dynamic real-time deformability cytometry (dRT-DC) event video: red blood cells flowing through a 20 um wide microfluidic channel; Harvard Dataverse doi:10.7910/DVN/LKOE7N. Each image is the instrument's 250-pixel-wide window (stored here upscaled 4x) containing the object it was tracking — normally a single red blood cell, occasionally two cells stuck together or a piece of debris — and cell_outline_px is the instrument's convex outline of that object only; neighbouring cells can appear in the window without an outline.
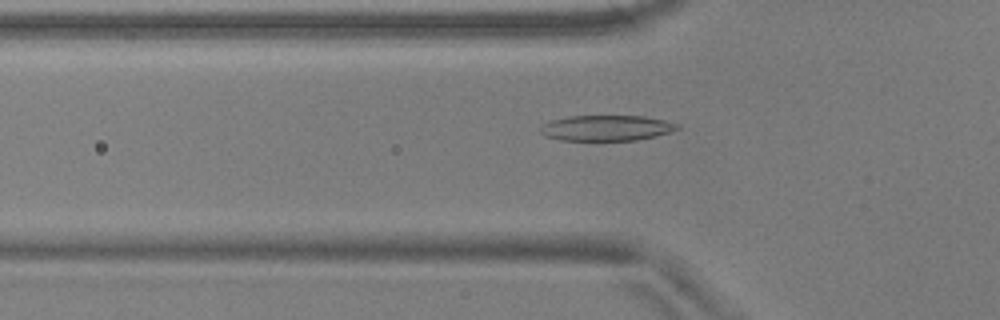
{"species": "common noctule bat (a hibernating species)", "species_latin": "Nyctalus noctula", "temperature_condition": "warm", "stored_images_in_passage": 54, "camera_frame_rate_fps": 3000, "um_per_image_px": 0.085, "animal": {"sex": "male", "body_mass_g": 17.9, "forearm_length_mm": 54.2}, "frame": {"image": 1, "passage_image": 18, "time_ms": 5.667, "image_size_px": [1000, 320], "cell_outline_px": [[680, 128], [656, 136], [636, 140], [560, 140], [544, 136], [540, 132], [540, 128], [544, 124], [552, 120], [568, 116], [644, 116], [664, 120], [680, 124]], "centroid_in_image_um": [51.55, 10.88], "position_along_channel_um": 74.3, "area_um2": 20.35}}
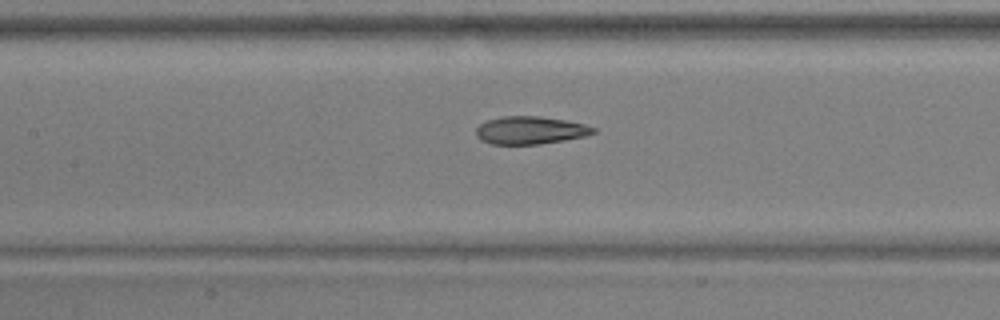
{"frame": {"image": 2, "passage_image": 25, "time_ms": 8.0, "image_size_px": [1000, 320], "cell_outline_px": [[596, 132], [584, 136], [564, 140], [536, 144], [492, 144], [480, 140], [476, 136], [476, 128], [480, 124], [488, 120], [504, 116], [540, 116], [564, 120], [584, 124], [596, 128]], "centroid_in_image_um": [45.05, 11.07], "position_along_channel_um": 162.3, "area_um2": 18.84}}
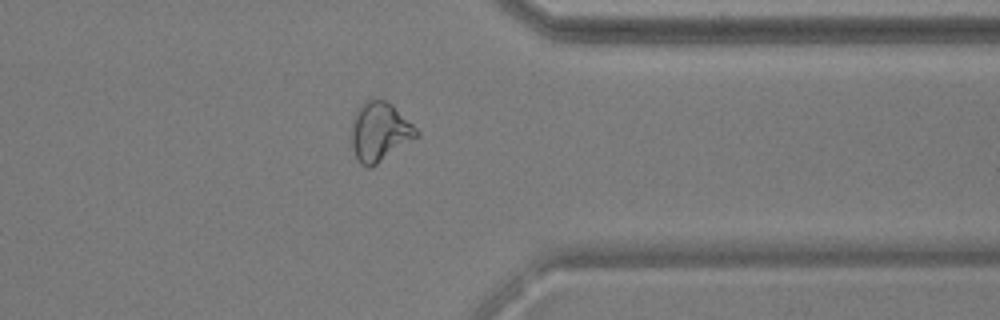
{"frame": {"image": 3, "passage_image": 43, "time_ms": 14.0, "image_size_px": [1000, 320], "cell_outline_px": [[420, 136], [372, 168], [368, 168], [360, 164], [352, 148], [352, 124], [356, 108], [360, 104], [368, 100], [384, 100], [392, 104], [420, 132]], "centroid_in_image_um": [32.28, 11.23], "position_along_channel_um": 379.1, "area_um2": 22.54}, "authors_computed_cell_mechanics": {"area_um2": 20.8947, "velocity_mm_per_s": 3.7207, "shape_relaxation_time_tau1_ms": 6.558, "shape_relaxation_time_tau2_ms": 1.8736, "deformation_change_tau1": 0.203, "deformation_change_tau2": 0.1007}}